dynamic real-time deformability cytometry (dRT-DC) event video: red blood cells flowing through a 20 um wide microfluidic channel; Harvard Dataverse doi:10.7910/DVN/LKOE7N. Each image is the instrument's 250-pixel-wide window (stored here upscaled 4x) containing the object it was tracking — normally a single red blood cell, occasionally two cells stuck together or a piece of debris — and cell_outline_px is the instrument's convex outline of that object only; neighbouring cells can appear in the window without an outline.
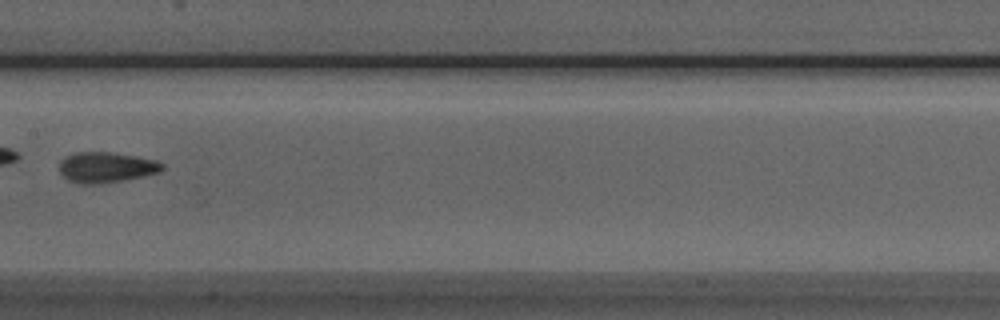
{"species": "Egyptian fruit bat (a non-hibernating species)", "species_latin": "Rousettus aegyptiacus", "temperature_condition": "room temperature", "stored_images_in_passage": 4, "camera_frame_rate_fps": 3000, "um_per_image_px": 0.085, "animal": {"sex": "male"}, "frame": {"image": 1, "passage_image": 4, "time_ms": 3.333, "image_size_px": [1000, 320], "cell_outline_px": [[164, 168], [160, 172], [144, 176], [124, 180], [100, 184], [80, 184], [68, 180], [60, 172], [60, 160], [64, 156], [76, 152], [112, 152], [136, 156], [156, 160], [164, 164]], "centroid_in_image_um": [9.03, 14.22], "position_along_channel_um": 198.4, "area_um2": 18.5}}